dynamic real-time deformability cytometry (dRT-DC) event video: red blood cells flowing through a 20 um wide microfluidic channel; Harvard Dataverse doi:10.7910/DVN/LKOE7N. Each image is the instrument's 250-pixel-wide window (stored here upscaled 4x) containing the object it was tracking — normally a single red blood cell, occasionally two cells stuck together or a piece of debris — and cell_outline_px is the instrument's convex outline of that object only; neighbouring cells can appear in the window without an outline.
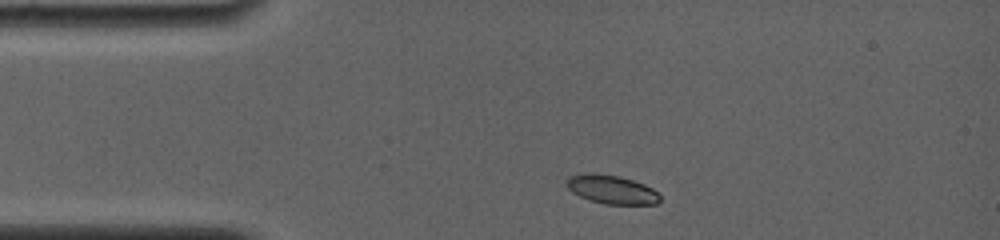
{"species": "common noctule bat (a hibernating species)", "species_latin": "Nyctalus noctula", "temperature_condition": "room temperature", "stored_images_in_passage": 2, "camera_frame_rate_fps": 4000, "um_per_image_px": 0.085, "animal": {"sex": "female", "body_mass_g": 19.0, "forearm_length_mm": 56.7}, "frame": {"image": 1, "passage_image": 1, "time_ms": 0.0, "image_size_px": [1000, 240], "cell_outline_px": [[660, 200], [656, 204], [604, 204], [588, 200], [572, 192], [564, 184], [568, 176], [584, 172], [596, 172], [620, 176], [644, 184], [652, 188], [660, 196]], "centroid_in_image_um": [51.92, 16.08], "position_along_channel_um": 33.1, "area_um2": 15.9}}